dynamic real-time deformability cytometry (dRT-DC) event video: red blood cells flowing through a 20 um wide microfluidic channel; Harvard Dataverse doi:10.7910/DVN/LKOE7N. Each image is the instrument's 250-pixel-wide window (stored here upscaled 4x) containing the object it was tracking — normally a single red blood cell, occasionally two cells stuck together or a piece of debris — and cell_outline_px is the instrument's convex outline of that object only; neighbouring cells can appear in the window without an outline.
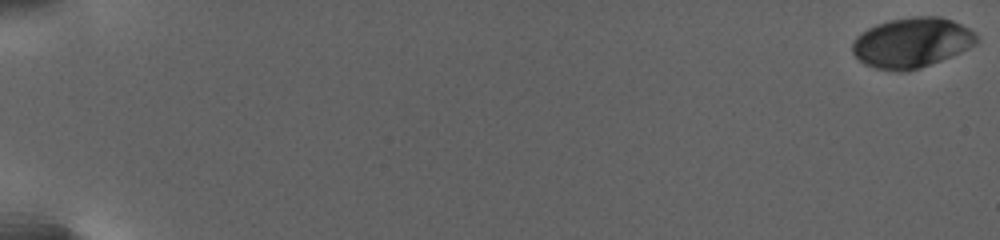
{"species": "human", "species_latin": "Homo sapiens", "temperature_condition": "warm", "stored_images_in_passage": 64, "camera_frame_rate_fps": 3000, "um_per_image_px": 0.085, "donor": {"sex": "female"}, "frame": {"image": 1, "passage_image": 1, "time_ms": 0.0, "image_size_px": [1000, 240], "cell_outline_px": [[980, 40], [968, 48], [940, 60], [920, 68], [900, 72], [876, 68], [864, 64], [852, 52], [852, 44], [856, 36], [868, 28], [876, 24], [892, 20], [912, 16], [940, 16], [952, 20], [976, 32]], "centroid_in_image_um": [77.5, 3.61], "position_along_channel_um": 7.5, "area_um2": 36.07}}
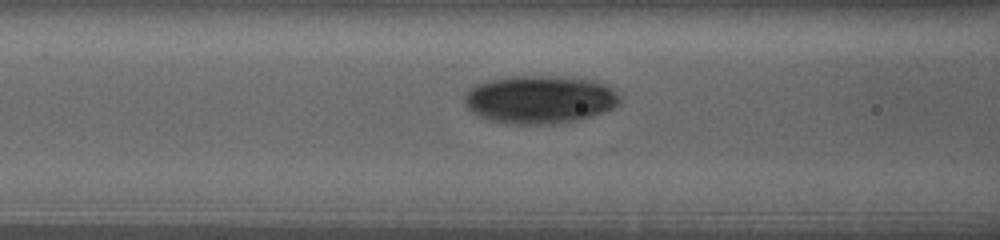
{"frame": {"image": 2, "passage_image": 53, "time_ms": 12.0, "image_size_px": [1000, 240], "cell_outline_px": [[620, 104], [612, 108], [592, 116], [576, 120], [552, 124], [504, 124], [484, 120], [476, 116], [464, 104], [464, 96], [476, 84], [488, 80], [508, 76], [572, 76], [596, 80], [608, 84], [620, 96]], "centroid_in_image_um": [45.88, 8.45], "position_along_channel_um": 120.7, "area_um2": 44.33}}
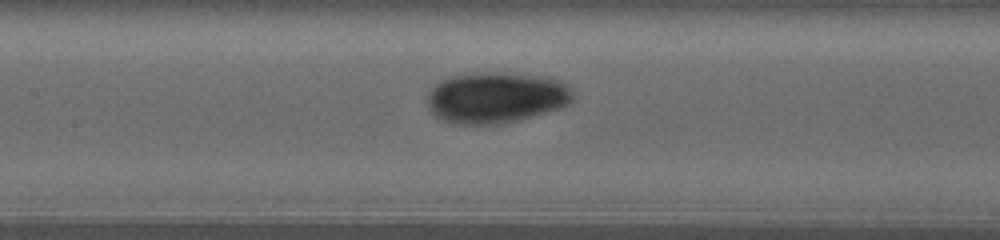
{"frame": {"image": 3, "passage_image": 63, "time_ms": 13.667, "image_size_px": [1000, 240], "cell_outline_px": [[572, 100], [568, 104], [556, 108], [500, 124], [452, 124], [440, 120], [428, 108], [428, 92], [436, 80], [460, 72], [504, 72], [548, 76], [560, 80], [568, 84], [572, 88]], "centroid_in_image_um": [42.08, 8.24], "position_along_channel_um": 165.3, "area_um2": 43.99}}